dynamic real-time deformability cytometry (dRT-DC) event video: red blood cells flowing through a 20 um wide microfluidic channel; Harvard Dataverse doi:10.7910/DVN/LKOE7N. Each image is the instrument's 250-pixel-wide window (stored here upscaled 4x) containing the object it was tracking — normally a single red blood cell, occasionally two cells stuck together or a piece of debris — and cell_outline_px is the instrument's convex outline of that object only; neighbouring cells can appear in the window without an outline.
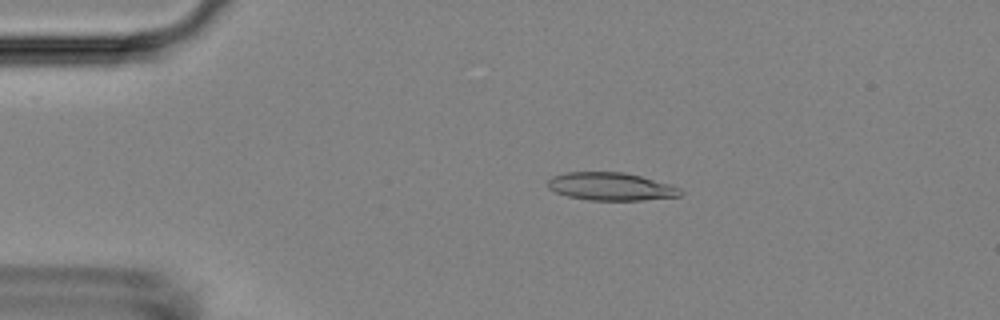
{"species": "Egyptian fruit bat (a non-hibernating species)", "species_latin": "Rousettus aegyptiacus", "temperature_condition": "room temperature", "stored_images_in_passage": 50, "camera_frame_rate_fps": 3000, "um_per_image_px": 0.085, "animal": {"sex": "female"}, "frame": {"image": 1, "passage_image": 7, "time_ms": 2.0, "image_size_px": [1000, 320], "cell_outline_px": [[684, 192], [680, 196], [640, 200], [588, 200], [568, 196], [556, 192], [548, 188], [548, 180], [552, 176], [568, 172], [624, 172], [640, 176], [668, 184], [680, 188]], "centroid_in_image_um": [51.91, 15.85], "position_along_channel_um": 33.1, "area_um2": 21.39}}
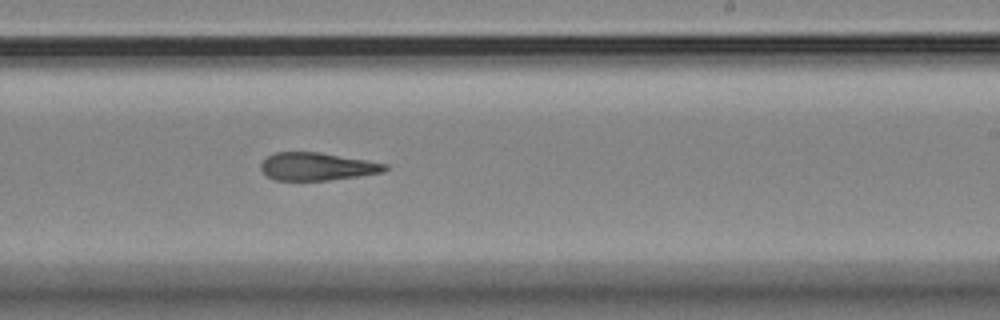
{"frame": {"image": 2, "passage_image": 29, "time_ms": 9.333, "image_size_px": [1000, 320], "cell_outline_px": [[388, 168], [384, 172], [328, 180], [276, 180], [268, 176], [260, 168], [260, 164], [268, 156], [276, 152], [320, 152], [388, 164]], "centroid_in_image_um": [26.95, 14.15], "position_along_channel_um": 262.1, "area_um2": 19.88}}
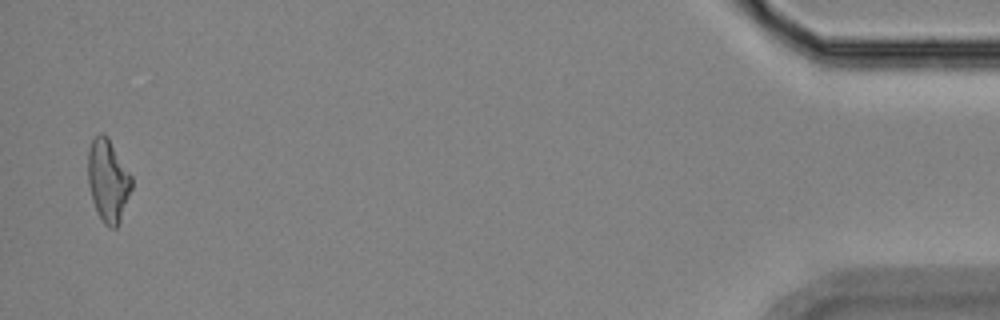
{"frame": {"image": 3, "passage_image": 49, "time_ms": 16.0, "image_size_px": [1000, 320], "cell_outline_px": [[132, 188], [120, 220], [116, 228], [108, 228], [104, 224], [92, 200], [88, 184], [88, 152], [92, 140], [100, 132], [104, 132], [108, 136], [132, 176]], "centroid_in_image_um": [9.19, 15.32], "position_along_channel_um": 426.0, "area_um2": 20.98}, "authors_computed_cell_mechanics": {"area_um2": 20.9814, "velocity_mm_per_s": 3.7169, "shape_relaxation_time_tau1_ms": null, "shape_relaxation_time_tau2_ms": 9.7269, "deformation_change_tau1": null, "deformation_change_tau2": 0.2662}}